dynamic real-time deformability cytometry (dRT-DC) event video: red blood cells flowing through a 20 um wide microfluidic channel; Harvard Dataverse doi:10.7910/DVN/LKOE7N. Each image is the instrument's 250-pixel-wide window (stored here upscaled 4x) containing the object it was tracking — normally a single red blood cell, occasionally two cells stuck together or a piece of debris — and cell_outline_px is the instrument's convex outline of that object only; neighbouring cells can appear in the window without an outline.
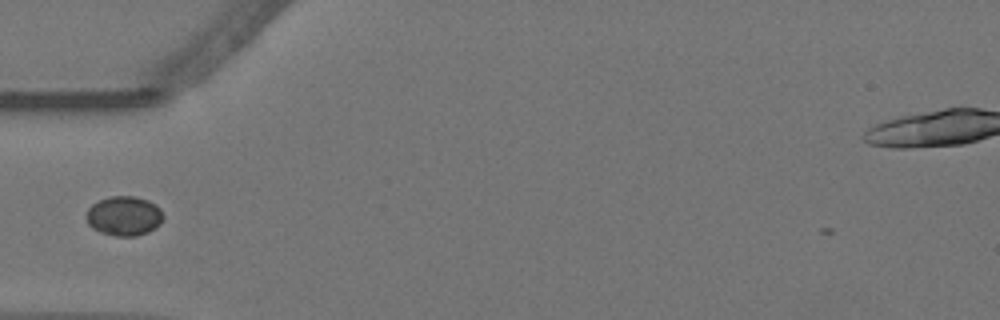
{"species": "Egyptian fruit bat (a non-hibernating species)", "species_latin": "Rousettus aegyptiacus", "temperature_condition": "warm", "stored_images_in_passage": 40, "camera_frame_rate_fps": 3000, "um_per_image_px": 0.085, "animal": {"sex": "female"}, "frame": {"image": 1, "passage_image": 2, "time_ms": 0.333, "image_size_px": [1000, 320], "cell_outline_px": [[164, 216], [160, 224], [156, 228], [148, 232], [136, 236], [116, 236], [100, 232], [92, 228], [88, 224], [84, 216], [88, 208], [92, 204], [108, 196], [136, 196], [148, 200], [156, 204], [160, 208]], "centroid_in_image_um": [10.54, 18.35], "position_along_channel_um": 74.5, "area_um2": 18.03}}
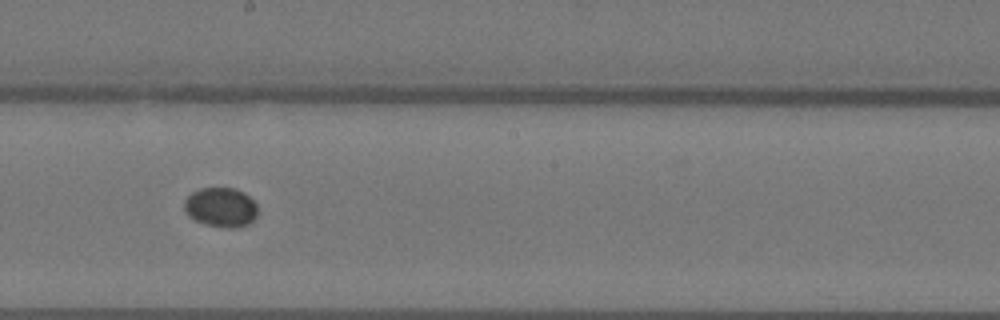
{"frame": {"image": 2, "passage_image": 15, "time_ms": 4.667, "image_size_px": [1000, 320], "cell_outline_px": [[256, 216], [248, 224], [236, 228], [224, 228], [204, 224], [188, 216], [184, 208], [184, 200], [192, 192], [200, 188], [236, 188], [244, 192], [256, 204]], "centroid_in_image_um": [18.76, 17.62], "position_along_channel_um": 229.4, "area_um2": 16.94}}
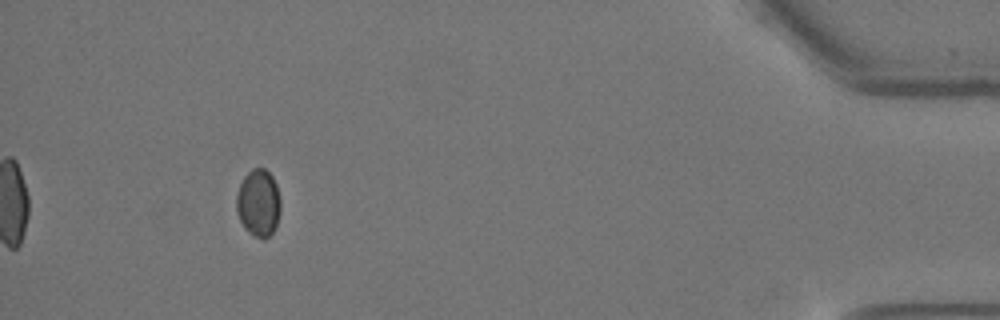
{"frame": {"image": 3, "passage_image": 36, "time_ms": 11.667, "image_size_px": [1000, 320], "cell_outline_px": [[280, 212], [276, 228], [264, 240], [248, 232], [244, 228], [236, 212], [236, 196], [240, 184], [244, 176], [252, 168], [264, 168], [272, 176], [276, 184], [280, 200]], "centroid_in_image_um": [21.96, 17.26], "position_along_channel_um": 413.2, "area_um2": 17.4}}